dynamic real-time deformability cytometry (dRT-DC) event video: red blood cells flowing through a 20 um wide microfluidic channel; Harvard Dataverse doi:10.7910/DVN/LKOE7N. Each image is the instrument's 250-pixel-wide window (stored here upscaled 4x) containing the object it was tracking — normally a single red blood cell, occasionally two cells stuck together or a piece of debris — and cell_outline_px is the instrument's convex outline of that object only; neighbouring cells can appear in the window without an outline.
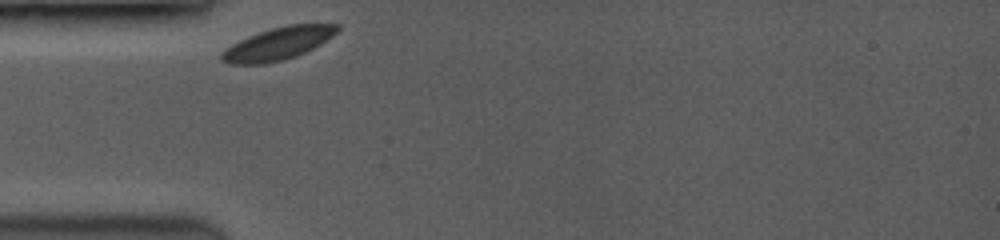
{"species": "common noctule bat (a hibernating species)", "species_latin": "Nyctalus noctula", "temperature_condition": "room temperature", "stored_images_in_passage": 7, "camera_frame_rate_fps": 3500, "um_per_image_px": 0.085, "animal": {"sex": "female", "body_mass_g": 19.0, "forearm_length_mm": 53.3}, "frame": {"image": 1, "passage_image": 1, "time_ms": 0.0, "image_size_px": [1000, 240], "cell_outline_px": [[340, 28], [332, 36], [320, 44], [296, 56], [284, 60], [264, 64], [228, 64], [220, 60], [220, 56], [232, 44], [248, 36], [272, 28], [288, 24], [340, 24]], "centroid_in_image_um": [23.64, 3.71], "position_along_channel_um": 61.4, "area_um2": 21.68}}
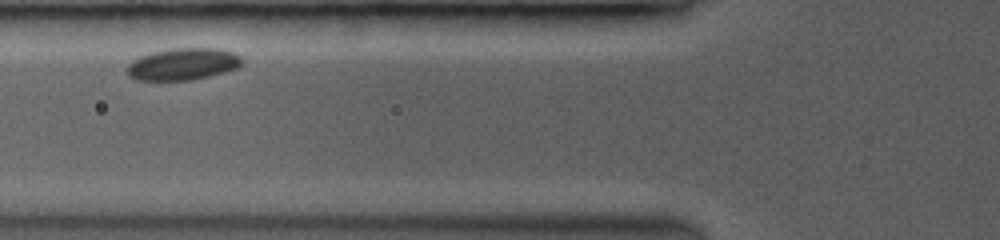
{"frame": {"image": 2, "passage_image": 5, "time_ms": 1.429, "image_size_px": [1000, 240], "cell_outline_px": [[244, 64], [240, 68], [192, 80], [136, 80], [128, 76], [128, 64], [132, 60], [140, 56], [152, 52], [172, 48], [220, 48], [232, 52], [240, 56], [244, 60]], "centroid_in_image_um": [15.59, 5.44], "position_along_channel_um": 110.2, "area_um2": 21.62}}